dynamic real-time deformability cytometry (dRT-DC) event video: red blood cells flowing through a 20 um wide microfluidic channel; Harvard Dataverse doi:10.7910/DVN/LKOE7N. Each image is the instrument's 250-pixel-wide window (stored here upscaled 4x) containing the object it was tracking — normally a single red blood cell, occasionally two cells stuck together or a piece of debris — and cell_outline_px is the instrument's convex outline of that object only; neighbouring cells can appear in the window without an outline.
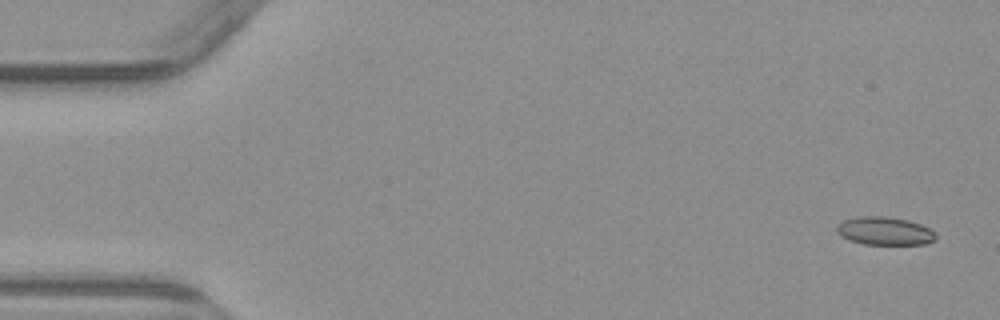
{"species": "common noctule bat (a hibernating species)", "species_latin": "Nyctalus noctula", "temperature_condition": "warm", "stored_images_in_passage": 4, "camera_frame_rate_fps": 3000, "um_per_image_px": 0.085, "animal": {"sex": "male", "body_mass_g": 23.1, "forearm_length_mm": 52.7}, "frame": {"image": 1, "passage_image": 1, "time_ms": 0.0, "image_size_px": [1000, 320], "cell_outline_px": [[936, 240], [924, 244], [864, 244], [848, 240], [840, 236], [836, 232], [836, 224], [844, 220], [860, 216], [884, 216], [908, 220], [920, 224], [936, 232]], "centroid_in_image_um": [75.17, 19.63], "position_along_channel_um": 9.8, "area_um2": 16.36}}
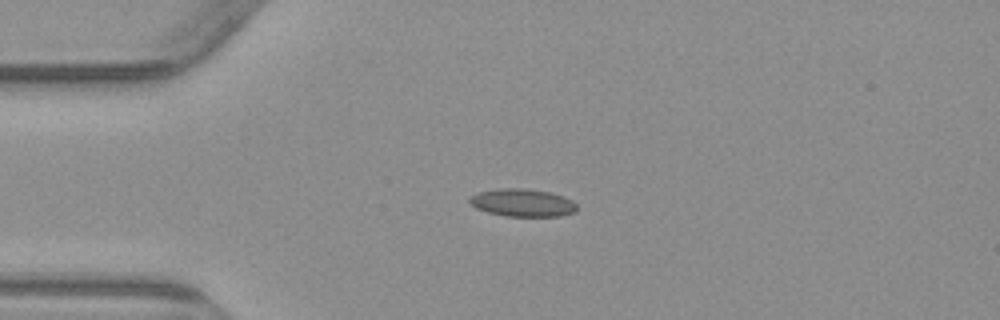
{"frame": {"image": 2, "passage_image": 4, "time_ms": 3.667, "image_size_px": [1000, 320], "cell_outline_px": [[576, 212], [560, 216], [504, 216], [488, 212], [476, 208], [468, 200], [476, 192], [500, 188], [520, 188], [548, 192], [564, 196], [572, 200], [576, 204]], "centroid_in_image_um": [44.42, 17.23], "position_along_channel_um": 40.6, "area_um2": 17.28}}